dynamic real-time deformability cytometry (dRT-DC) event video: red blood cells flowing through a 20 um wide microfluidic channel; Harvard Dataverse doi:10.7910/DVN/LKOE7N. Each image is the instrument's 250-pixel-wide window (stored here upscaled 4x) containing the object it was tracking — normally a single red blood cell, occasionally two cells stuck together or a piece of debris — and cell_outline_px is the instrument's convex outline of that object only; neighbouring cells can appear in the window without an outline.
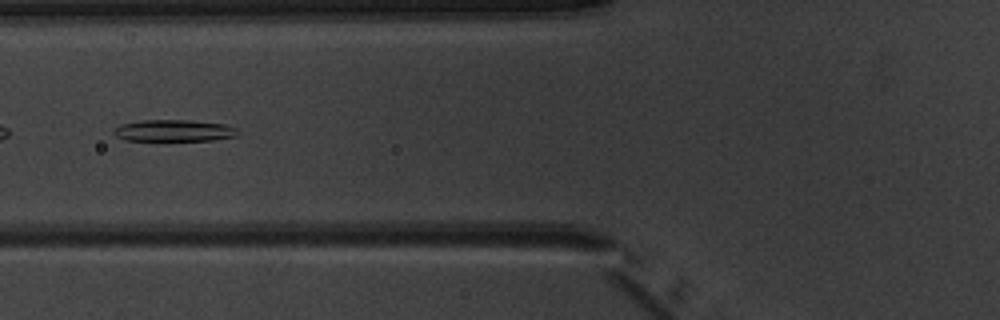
{"species": "common noctule bat (a hibernating species)", "species_latin": "Nyctalus noctula", "temperature_condition": "warm", "stored_images_in_passage": 6, "camera_frame_rate_fps": 3000, "um_per_image_px": 0.085, "animal": {"sex": "male", "body_mass_g": 20.1, "forearm_length_mm": 53.5}, "frame": {"image": 1, "passage_image": 5, "time_ms": 5.667, "image_size_px": [1000, 320], "cell_outline_px": [[236, 136], [212, 140], [124, 140], [116, 136], [112, 132], [112, 128], [120, 124], [140, 120], [188, 120], [224, 124], [236, 128]], "centroid_in_image_um": [14.7, 11.09], "position_along_channel_um": 111.1, "area_um2": 15.61}}
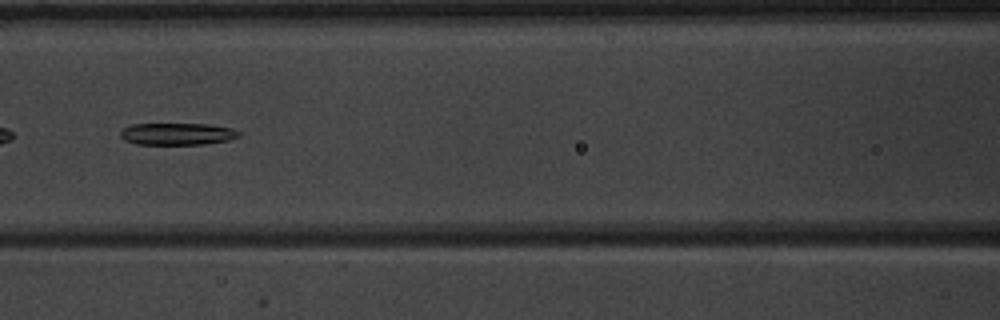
{"frame": {"image": 2, "passage_image": 6, "time_ms": 6.667, "image_size_px": [1000, 320], "cell_outline_px": [[240, 136], [228, 140], [204, 144], [136, 144], [124, 140], [120, 136], [120, 132], [124, 128], [132, 124], [208, 124], [232, 128], [240, 132]], "centroid_in_image_um": [15.07, 11.38], "position_along_channel_um": 151.5, "area_um2": 15.14}}